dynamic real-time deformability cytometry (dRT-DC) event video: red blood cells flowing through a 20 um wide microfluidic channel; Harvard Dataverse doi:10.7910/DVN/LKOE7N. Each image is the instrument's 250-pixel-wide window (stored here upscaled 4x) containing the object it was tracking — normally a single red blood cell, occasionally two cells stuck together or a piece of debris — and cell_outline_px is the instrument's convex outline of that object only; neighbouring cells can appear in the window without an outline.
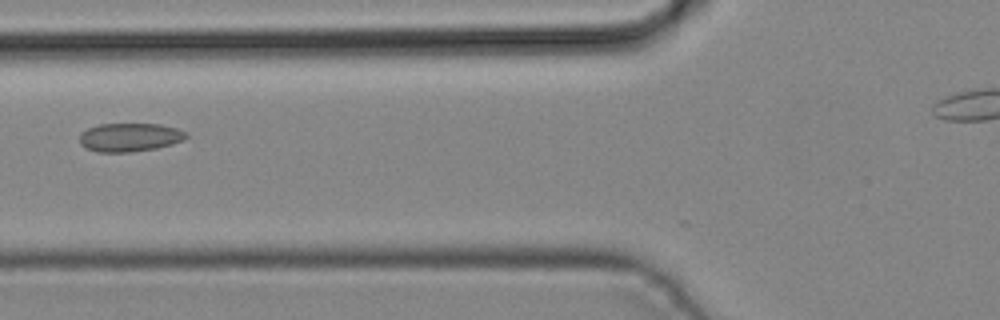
{"species": "common noctule bat (a hibernating species)", "species_latin": "Nyctalus noctula", "temperature_condition": "cold", "stored_images_in_passage": 6, "camera_frame_rate_fps": 3000, "um_per_image_px": 0.085, "animal": {"sex": "male", "body_mass_g": 19.2, "forearm_length_mm": 51.8}, "frame": {"image": 1, "passage_image": 6, "time_ms": 1.667, "image_size_px": [1000, 320], "cell_outline_px": [[188, 136], [184, 140], [172, 144], [156, 148], [132, 152], [96, 152], [84, 148], [80, 144], [80, 132], [88, 128], [100, 124], [160, 124], [176, 128], [188, 132]], "centroid_in_image_um": [11.02, 11.67], "position_along_channel_um": 114.8, "area_um2": 17.92}}